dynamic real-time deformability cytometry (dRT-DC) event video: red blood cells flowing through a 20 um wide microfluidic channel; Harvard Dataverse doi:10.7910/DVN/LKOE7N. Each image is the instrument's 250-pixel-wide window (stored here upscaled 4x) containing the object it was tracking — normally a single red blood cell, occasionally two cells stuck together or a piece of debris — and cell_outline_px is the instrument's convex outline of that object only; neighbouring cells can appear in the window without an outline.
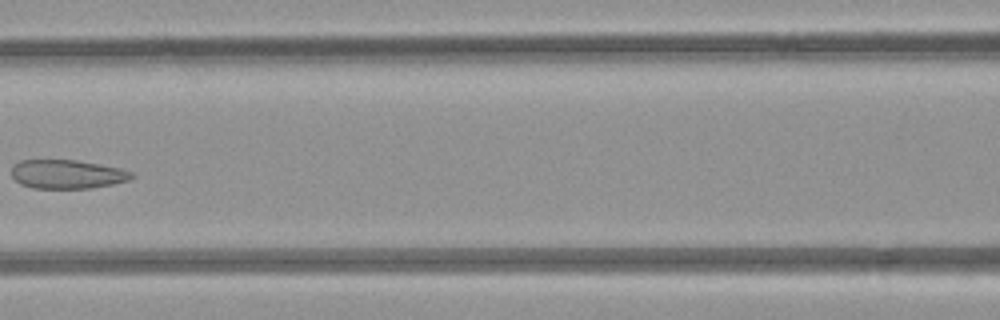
{"species": "common noctule bat (a hibernating species)", "species_latin": "Nyctalus noctula", "temperature_condition": "room temperature", "stored_images_in_passage": 6, "camera_frame_rate_fps": 3000, "um_per_image_px": 0.085, "animal": {"sex": "female", "body_mass_g": 21.9}, "frame": {"image": 1, "passage_image": 5, "time_ms": 4.667, "image_size_px": [1000, 320], "cell_outline_px": [[136, 176], [128, 180], [112, 184], [92, 188], [32, 188], [20, 184], [12, 176], [12, 164], [20, 160], [76, 160], [100, 164], [120, 168], [132, 172]], "centroid_in_image_um": [5.7, 14.8], "position_along_channel_um": 160.9, "area_um2": 20.29}}
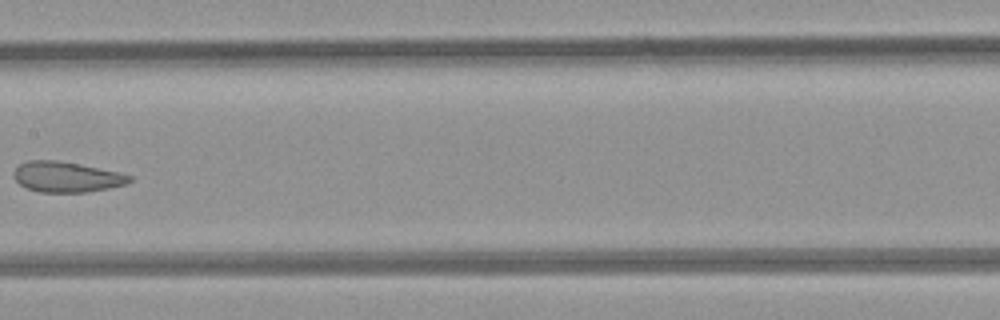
{"frame": {"image": 2, "passage_image": 6, "time_ms": 5.667, "image_size_px": [1000, 320], "cell_outline_px": [[132, 180], [124, 184], [108, 188], [84, 192], [40, 192], [24, 188], [12, 176], [12, 172], [20, 164], [28, 160], [56, 160], [80, 164], [120, 172], [132, 176]], "centroid_in_image_um": [5.62, 15.03], "position_along_channel_um": 201.8, "area_um2": 20.58}}